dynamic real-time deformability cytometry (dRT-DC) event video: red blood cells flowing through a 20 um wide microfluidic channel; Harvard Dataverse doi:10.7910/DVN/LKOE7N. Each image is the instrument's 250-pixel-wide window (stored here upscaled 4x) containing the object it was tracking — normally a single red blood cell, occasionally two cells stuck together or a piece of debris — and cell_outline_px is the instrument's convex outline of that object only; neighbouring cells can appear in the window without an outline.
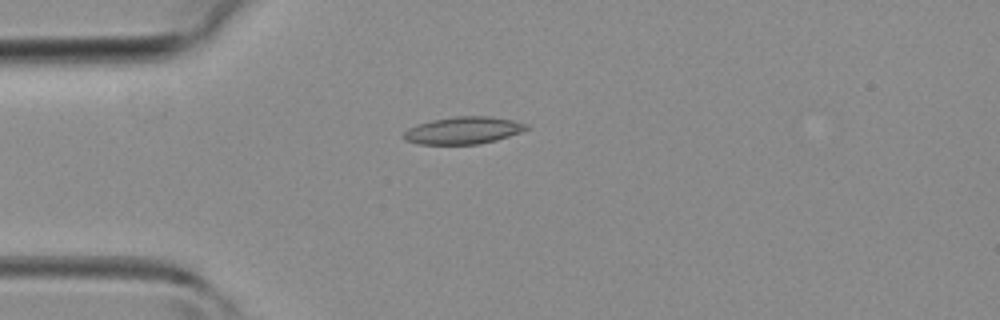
{"species": "common noctule bat (a hibernating species)", "species_latin": "Nyctalus noctula", "temperature_condition": "room temperature", "stored_images_in_passage": 29, "camera_frame_rate_fps": 3000, "um_per_image_px": 0.085, "animal": {"sex": "female", "body_mass_g": 19.3, "forearm_length_mm": 54.1}, "frame": {"image": 1, "passage_image": 1, "time_ms": 0.0, "image_size_px": [1000, 320], "cell_outline_px": [[532, 128], [496, 140], [480, 144], [420, 144], [404, 140], [404, 132], [408, 128], [416, 124], [432, 120], [456, 116], [488, 116], [512, 120], [528, 124]], "centroid_in_image_um": [39.39, 11.08], "position_along_channel_um": 45.6, "area_um2": 19.48}}
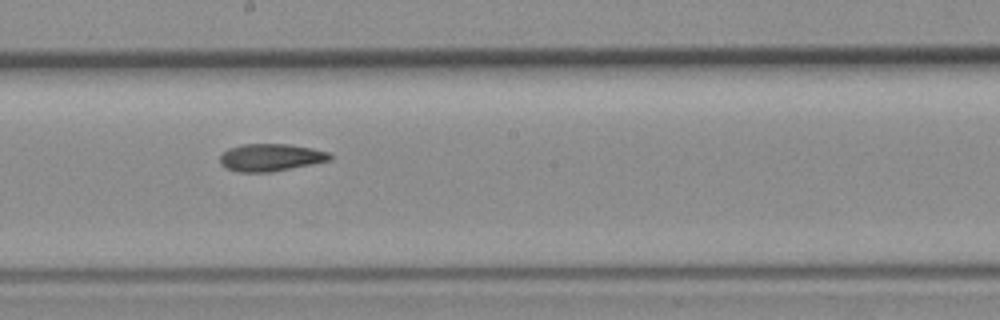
{"frame": {"image": 2, "passage_image": 13, "time_ms": 4.0, "image_size_px": [1000, 320], "cell_outline_px": [[332, 160], [272, 172], [240, 172], [224, 168], [220, 164], [220, 156], [228, 148], [240, 144], [288, 144], [312, 148], [328, 152], [332, 156]], "centroid_in_image_um": [22.99, 13.38], "position_along_channel_um": 225.2, "area_um2": 17.69}}
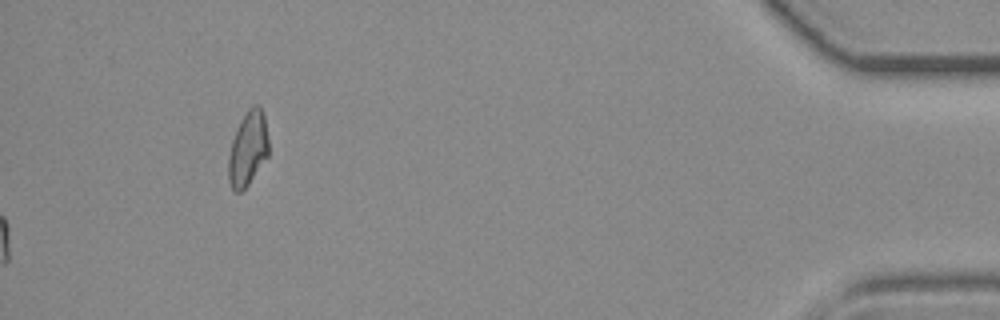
{"frame": {"image": 3, "passage_image": 29, "time_ms": 9.333, "image_size_px": [1000, 320], "cell_outline_px": [[268, 156], [248, 184], [240, 192], [236, 192], [232, 188], [228, 180], [228, 156], [232, 140], [236, 128], [240, 120], [248, 108], [252, 104], [260, 104], [264, 112], [268, 140]], "centroid_in_image_um": [21.07, 12.58], "position_along_channel_um": 414.1, "area_um2": 17.63}}